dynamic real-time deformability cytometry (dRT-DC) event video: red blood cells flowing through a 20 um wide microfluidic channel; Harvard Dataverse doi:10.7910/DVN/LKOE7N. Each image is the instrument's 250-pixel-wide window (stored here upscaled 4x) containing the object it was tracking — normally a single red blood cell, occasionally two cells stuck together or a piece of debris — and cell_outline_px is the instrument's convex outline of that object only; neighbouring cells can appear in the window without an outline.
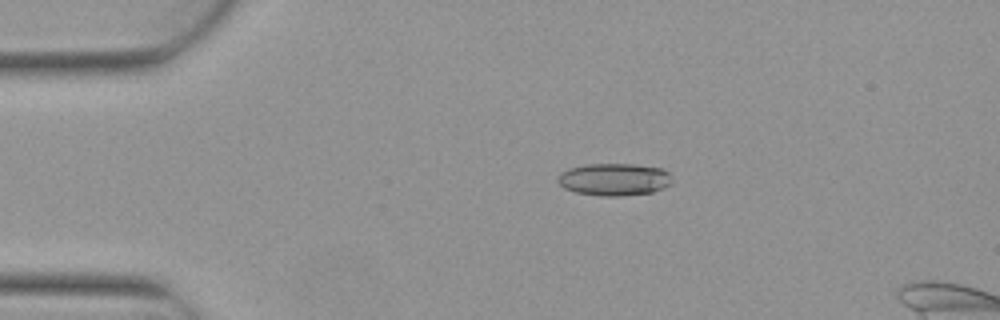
{"species": "Egyptian fruit bat (a non-hibernating species)", "species_latin": "Rousettus aegyptiacus", "temperature_condition": "warm", "stored_images_in_passage": 5, "camera_frame_rate_fps": 3000, "um_per_image_px": 0.085, "animal": {"sex": "female"}, "frame": {"image": 1, "passage_image": 3, "time_ms": 0.667, "image_size_px": [1000, 320], "cell_outline_px": [[672, 184], [664, 188], [652, 192], [620, 196], [600, 196], [576, 192], [564, 188], [556, 180], [556, 176], [560, 172], [568, 168], [588, 164], [632, 164], [660, 168], [668, 172], [672, 180]], "centroid_in_image_um": [52.18, 15.25], "position_along_channel_um": 32.8, "area_um2": 21.68}}